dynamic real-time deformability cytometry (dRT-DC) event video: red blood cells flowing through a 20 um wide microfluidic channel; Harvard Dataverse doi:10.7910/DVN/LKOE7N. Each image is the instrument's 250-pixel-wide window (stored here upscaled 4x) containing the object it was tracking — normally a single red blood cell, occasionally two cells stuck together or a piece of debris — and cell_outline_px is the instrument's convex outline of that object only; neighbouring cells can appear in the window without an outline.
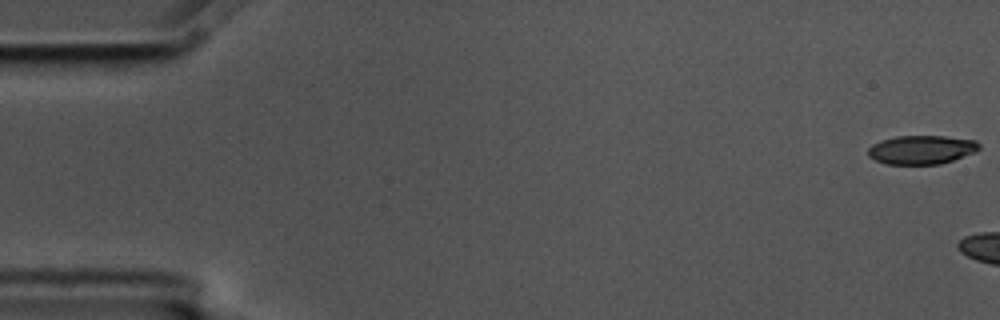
{"species": "common noctule bat (a hibernating species)", "species_latin": "Nyctalus noctula", "temperature_condition": "cold", "stored_images_in_passage": 3, "camera_frame_rate_fps": 3000, "um_per_image_px": 0.085, "animal": {"sex": "male", "body_mass_g": 17.5, "forearm_length_mm": 52.3}, "frame": {"image": 1, "passage_image": 1, "time_ms": 0.0, "image_size_px": [1000, 320], "cell_outline_px": [[980, 148], [976, 152], [940, 164], [888, 164], [876, 160], [868, 156], [868, 148], [872, 144], [880, 140], [896, 136], [944, 136], [976, 140], [980, 144]], "centroid_in_image_um": [78.33, 12.72], "position_along_channel_um": 6.7, "area_um2": 18.67}}